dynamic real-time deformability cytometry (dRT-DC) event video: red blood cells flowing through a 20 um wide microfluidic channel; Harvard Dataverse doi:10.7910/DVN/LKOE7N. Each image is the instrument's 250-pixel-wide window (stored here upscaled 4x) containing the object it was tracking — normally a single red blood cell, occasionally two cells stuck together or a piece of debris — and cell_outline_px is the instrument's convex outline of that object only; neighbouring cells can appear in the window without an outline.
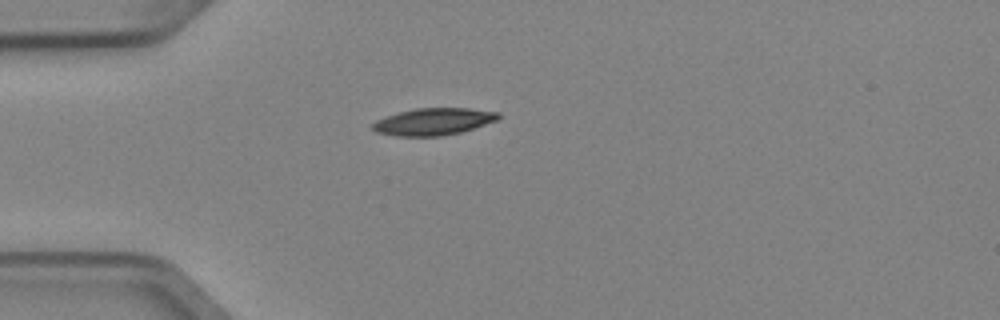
{"species": "Egyptian fruit bat (a non-hibernating species)", "species_latin": "Rousettus aegyptiacus", "temperature_condition": "cold", "stored_images_in_passage": 5, "camera_frame_rate_fps": 3000, "um_per_image_px": 0.085, "animal": {"sex": "female"}, "frame": {"image": 1, "passage_image": 5, "time_ms": 1.333, "image_size_px": [1000, 320], "cell_outline_px": [[500, 116], [496, 120], [460, 132], [440, 136], [396, 136], [376, 132], [372, 128], [372, 124], [376, 120], [400, 112], [416, 108], [468, 108], [500, 112]], "centroid_in_image_um": [36.83, 10.33], "position_along_channel_um": 48.2, "area_um2": 19.54}}